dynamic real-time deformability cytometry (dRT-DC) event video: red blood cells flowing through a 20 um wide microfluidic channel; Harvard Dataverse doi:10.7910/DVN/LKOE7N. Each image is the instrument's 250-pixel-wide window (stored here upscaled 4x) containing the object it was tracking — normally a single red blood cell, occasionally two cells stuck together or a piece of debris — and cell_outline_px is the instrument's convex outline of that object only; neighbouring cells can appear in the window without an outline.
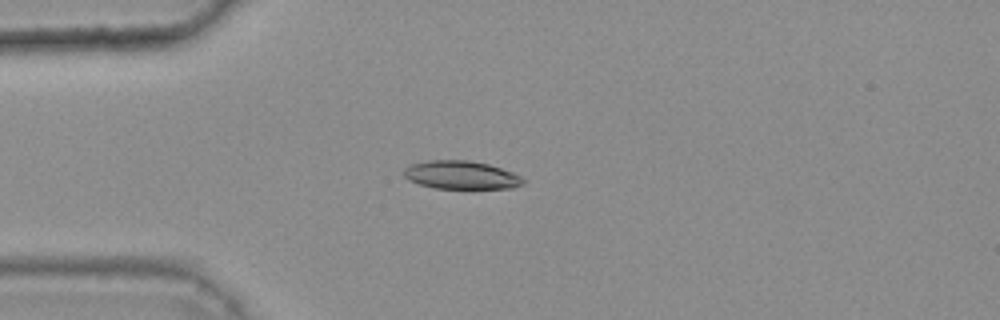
{"species": "common noctule bat (a hibernating species)", "species_latin": "Nyctalus noctula", "temperature_condition": "warm", "stored_images_in_passage": 40, "camera_frame_rate_fps": 3000, "um_per_image_px": 0.085, "animal": {"sex": "female", "body_mass_g": 25.1}, "frame": {"image": 1, "passage_image": 13, "time_ms": 4.0, "image_size_px": [1000, 320], "cell_outline_px": [[524, 184], [512, 188], [432, 188], [408, 180], [404, 176], [404, 168], [408, 164], [428, 160], [468, 160], [488, 164], [512, 172], [520, 176], [524, 180]], "centroid_in_image_um": [39.16, 14.87], "position_along_channel_um": 45.8, "area_um2": 19.65}}
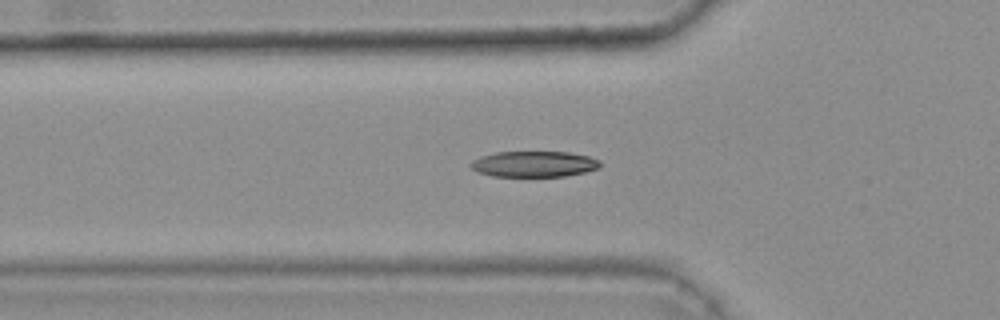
{"frame": {"image": 2, "passage_image": 17, "time_ms": 5.333, "image_size_px": [1000, 320], "cell_outline_px": [[600, 168], [584, 172], [564, 176], [492, 176], [476, 172], [468, 164], [472, 160], [480, 156], [496, 152], [568, 152], [588, 156], [600, 160]], "centroid_in_image_um": [45.36, 13.94], "position_along_channel_um": 80.4, "area_um2": 19.54}}
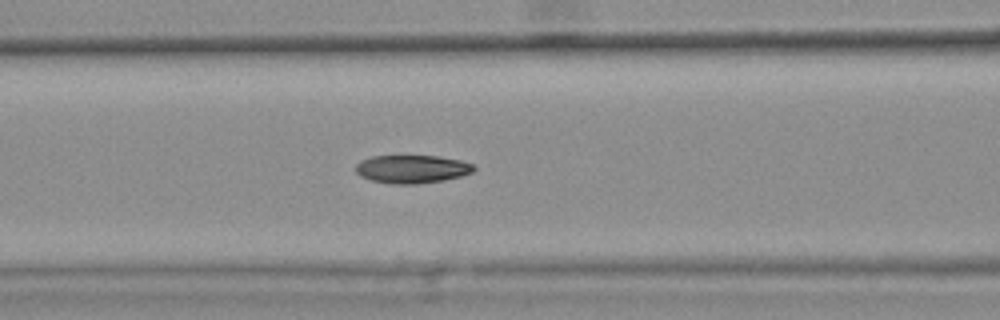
{"frame": {"image": 3, "passage_image": 21, "time_ms": 6.667, "image_size_px": [1000, 320], "cell_outline_px": [[476, 168], [472, 172], [460, 176], [444, 180], [416, 184], [388, 184], [372, 180], [360, 176], [356, 172], [356, 164], [360, 160], [372, 156], [436, 156], [460, 160], [472, 164]], "centroid_in_image_um": [34.99, 14.37], "position_along_channel_um": 131.6, "area_um2": 19.36}, "authors_computed_cell_mechanics": {"area_um2": 19.8832, "velocity_mm_per_s": 3.7934, "shape_relaxation_time_tau1_ms": 5.6106, "shape_relaxation_time_tau2_ms": 3.0363, "deformation_change_tau1": 0.1899, "deformation_change_tau2": 0.0851}}